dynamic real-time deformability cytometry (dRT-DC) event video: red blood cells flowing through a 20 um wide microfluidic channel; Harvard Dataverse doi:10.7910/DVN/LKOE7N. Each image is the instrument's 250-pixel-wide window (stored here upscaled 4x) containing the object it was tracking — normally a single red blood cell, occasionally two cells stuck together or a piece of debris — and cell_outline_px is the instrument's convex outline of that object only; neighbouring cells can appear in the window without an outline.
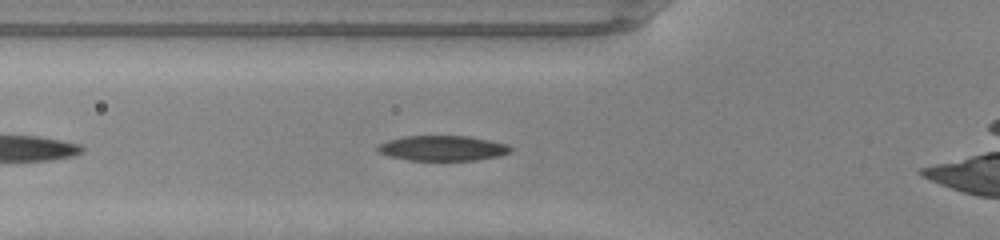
{"species": "common noctule bat (a hibernating species)", "species_latin": "Nyctalus noctula", "temperature_condition": "warm", "stored_images_in_passage": 35, "camera_frame_rate_fps": 3000, "um_per_image_px": 0.085, "animal": {"sex": "male", "body_mass_g": 20.0, "forearm_length_mm": 53.3}, "frame": {"image": 1, "passage_image": 6, "time_ms": 1.667, "image_size_px": [1000, 240], "cell_outline_px": [[512, 152], [500, 156], [476, 160], [408, 160], [388, 156], [376, 152], [376, 148], [380, 144], [388, 140], [404, 136], [468, 136], [508, 144], [512, 148]], "centroid_in_image_um": [37.62, 12.6], "position_along_channel_um": 88.2, "area_um2": 19.59}}
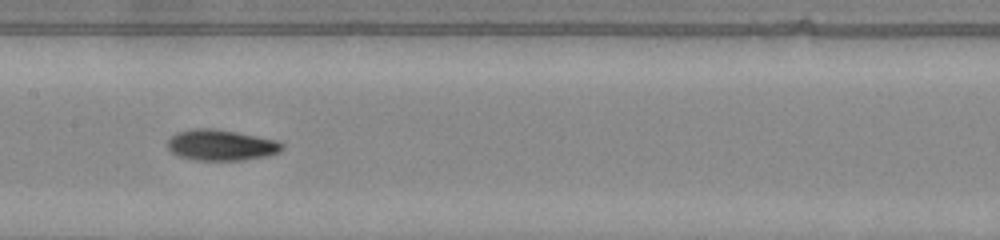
{"frame": {"image": 2, "passage_image": 13, "time_ms": 4.0, "image_size_px": [1000, 240], "cell_outline_px": [[284, 148], [280, 152], [268, 156], [244, 160], [196, 160], [180, 156], [172, 152], [168, 148], [168, 140], [176, 132], [192, 128], [212, 128], [236, 132], [276, 140], [284, 144]], "centroid_in_image_um": [18.81, 12.33], "position_along_channel_um": 188.6, "area_um2": 20.63}}
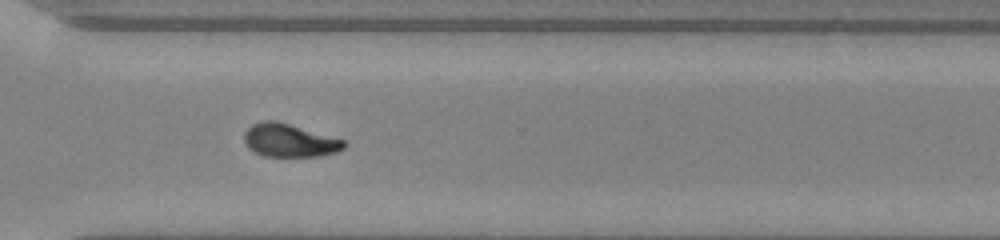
{"frame": {"image": 3, "passage_image": 24, "time_ms": 7.667, "image_size_px": [1000, 240], "cell_outline_px": [[348, 144], [344, 148], [336, 152], [320, 156], [264, 156], [248, 148], [244, 140], [244, 132], [252, 124], [264, 120], [276, 120], [344, 140]], "centroid_in_image_um": [24.59, 11.93], "position_along_channel_um": 346.0, "area_um2": 19.19}, "authors_computed_cell_mechanics": {"area_um2": 19.9988, "velocity_mm_per_s": 4.2902, "shape_relaxation_time_tau1_ms": 4.5856, "shape_relaxation_time_tau2_ms": 4.6378, "deformation_change_tau1": 0.1905, "deformation_change_tau2": 0.1125}}